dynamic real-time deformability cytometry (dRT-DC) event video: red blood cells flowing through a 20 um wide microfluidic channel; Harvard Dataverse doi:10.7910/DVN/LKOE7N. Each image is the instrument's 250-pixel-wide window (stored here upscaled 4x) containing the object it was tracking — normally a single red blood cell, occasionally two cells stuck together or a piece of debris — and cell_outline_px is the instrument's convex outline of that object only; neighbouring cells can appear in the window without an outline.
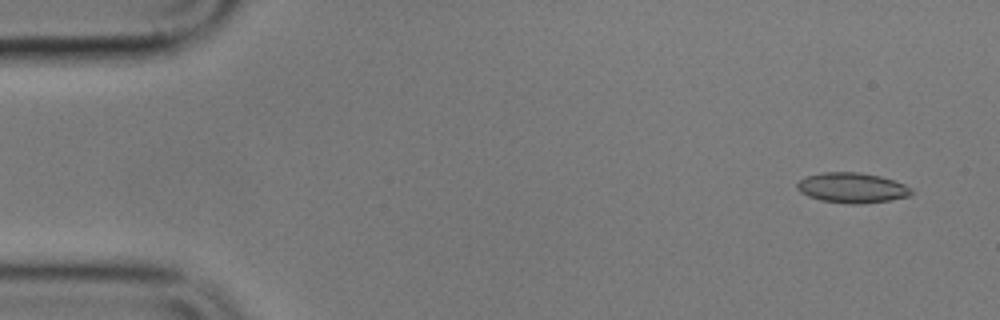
{"species": "common noctule bat (a hibernating species)", "species_latin": "Nyctalus noctula", "temperature_condition": "cold", "stored_images_in_passage": 5, "camera_frame_rate_fps": 3000, "um_per_image_px": 0.085, "animal": {"sex": "male", "body_mass_g": 17.9}, "frame": {"image": 1, "passage_image": 1, "time_ms": 0.0, "image_size_px": [1000, 320], "cell_outline_px": [[912, 196], [888, 200], [860, 204], [852, 204], [820, 200], [808, 196], [800, 192], [796, 188], [796, 184], [800, 180], [808, 176], [824, 172], [860, 172], [880, 176], [904, 184], [912, 188]], "centroid_in_image_um": [72.43, 15.96], "position_along_channel_um": 12.6, "area_um2": 20.06}}
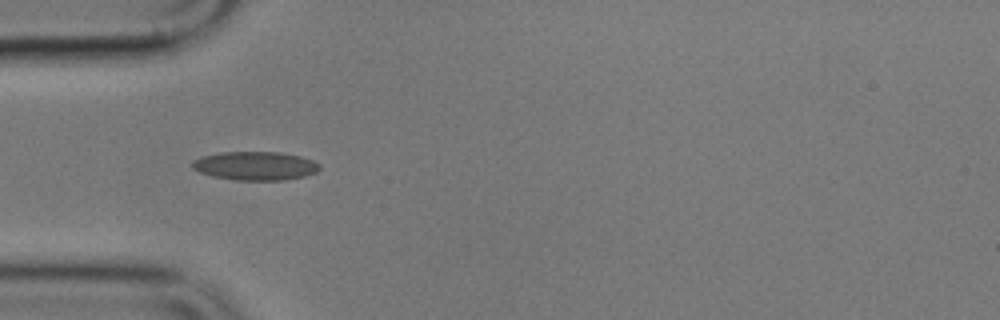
{"frame": {"image": 2, "passage_image": 4, "time_ms": 4.667, "image_size_px": [1000, 320], "cell_outline_px": [[320, 168], [316, 172], [304, 176], [284, 180], [236, 180], [212, 176], [200, 172], [192, 168], [192, 160], [204, 156], [224, 152], [280, 152], [300, 156], [312, 160], [320, 164]], "centroid_in_image_um": [21.71, 14.1], "position_along_channel_um": 63.3, "area_um2": 21.15}}
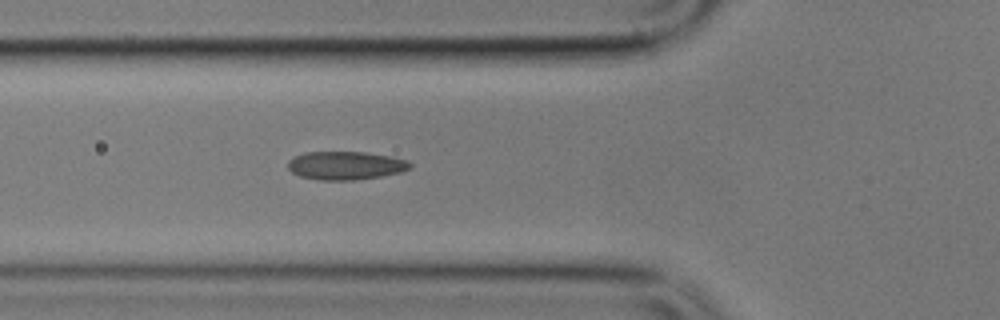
{"frame": {"image": 3, "passage_image": 5, "time_ms": 5.667, "image_size_px": [1000, 320], "cell_outline_px": [[412, 168], [400, 172], [380, 176], [352, 180], [320, 180], [300, 176], [292, 172], [288, 168], [288, 160], [304, 152], [364, 152], [392, 156], [408, 160], [412, 164]], "centroid_in_image_um": [29.4, 14.06], "position_along_channel_um": 96.4, "area_um2": 20.17}}